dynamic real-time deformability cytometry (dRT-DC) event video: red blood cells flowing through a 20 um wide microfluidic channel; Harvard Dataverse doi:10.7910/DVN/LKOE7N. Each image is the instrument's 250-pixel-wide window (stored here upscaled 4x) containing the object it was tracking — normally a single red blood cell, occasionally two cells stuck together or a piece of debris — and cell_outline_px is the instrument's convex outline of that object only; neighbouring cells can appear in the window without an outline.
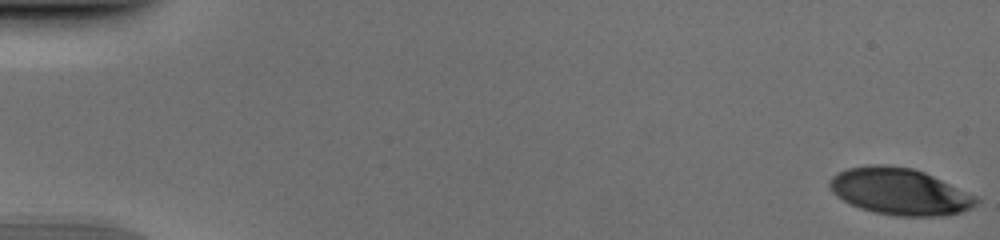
{"species": "human", "species_latin": "Homo sapiens", "temperature_condition": "cold", "stored_images_in_passage": 52, "camera_frame_rate_fps": 3000, "um_per_image_px": 0.085, "donor": {"sex": "male"}, "frame": {"image": 1, "passage_image": 1, "time_ms": 0.0, "image_size_px": [1000, 240], "cell_outline_px": [[980, 200], [972, 208], [960, 212], [944, 216], [896, 216], [876, 212], [860, 208], [836, 196], [832, 192], [828, 184], [828, 180], [836, 172], [848, 168], [868, 164], [888, 164], [912, 168], [924, 172], [976, 196]], "centroid_in_image_um": [76.44, 16.27], "position_along_channel_um": 8.6, "area_um2": 39.94}}
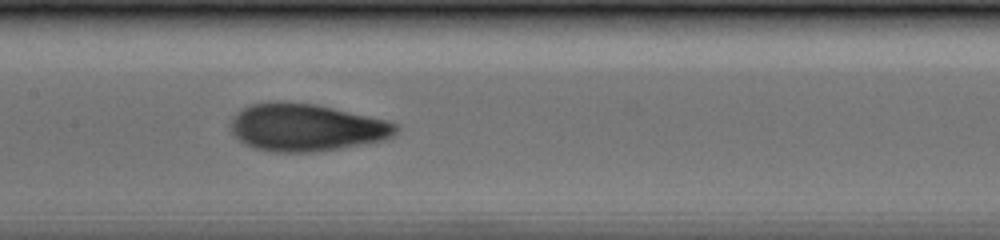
{"frame": {"image": 2, "passage_image": 27, "time_ms": 8.667, "image_size_px": [1000, 240], "cell_outline_px": [[400, 128], [396, 136], [384, 140], [340, 148], [312, 152], [276, 152], [252, 148], [244, 144], [232, 132], [228, 124], [232, 116], [236, 112], [252, 104], [316, 104], [388, 120], [400, 124]], "centroid_in_image_um": [26.08, 10.87], "position_along_channel_um": 181.3, "area_um2": 45.37}}
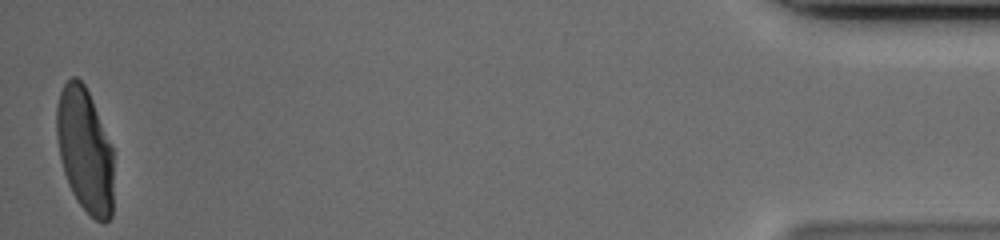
{"frame": {"image": 3, "passage_image": 52, "time_ms": 17.0, "image_size_px": [1000, 240], "cell_outline_px": [[112, 216], [104, 224], [96, 220], [76, 200], [68, 184], [64, 172], [60, 156], [56, 136], [56, 104], [60, 92], [64, 84], [72, 76], [76, 76], [84, 84], [92, 100], [112, 148]], "centroid_in_image_um": [7.19, 12.76], "position_along_channel_um": 428.0, "area_um2": 41.04}}